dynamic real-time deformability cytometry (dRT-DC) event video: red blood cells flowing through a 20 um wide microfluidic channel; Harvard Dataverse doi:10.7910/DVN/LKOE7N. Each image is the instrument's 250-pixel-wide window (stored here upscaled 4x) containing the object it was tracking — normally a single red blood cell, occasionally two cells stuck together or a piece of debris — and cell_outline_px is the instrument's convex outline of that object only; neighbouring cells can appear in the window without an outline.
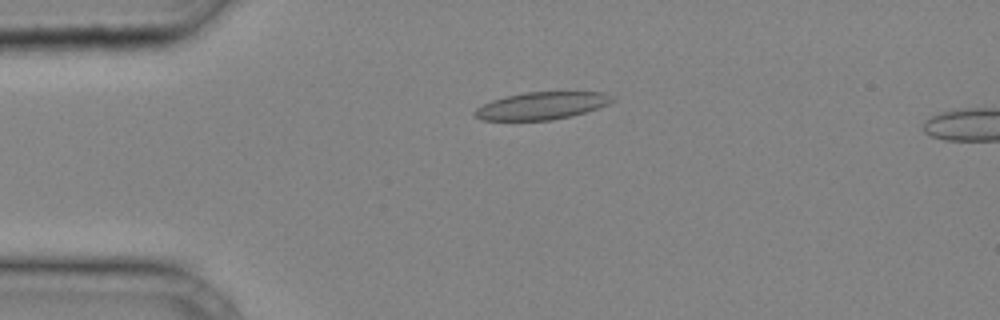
{"species": "common noctule bat (a hibernating species)", "species_latin": "Nyctalus noctula", "temperature_condition": "cold", "stored_images_in_passage": 27, "camera_frame_rate_fps": 3000, "um_per_image_px": 0.085, "animal": {"sex": "male", "body_mass_g": 20.4}, "frame": {"image": 1, "passage_image": 1, "time_ms": 0.0, "image_size_px": [1000, 320], "cell_outline_px": [[616, 100], [600, 108], [572, 116], [552, 120], [480, 120], [472, 112], [476, 108], [492, 100], [504, 96], [524, 92], [604, 92], [616, 96]], "centroid_in_image_um": [46.09, 8.98], "position_along_channel_um": 38.9, "area_um2": 22.25}}
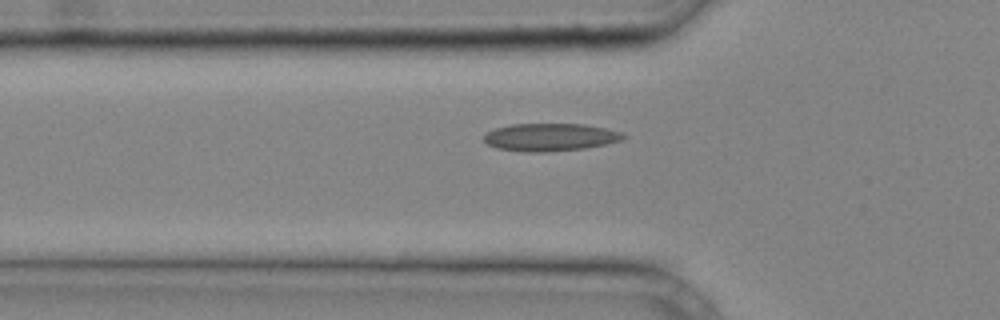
{"frame": {"image": 2, "passage_image": 5, "time_ms": 1.333, "image_size_px": [1000, 320], "cell_outline_px": [[628, 136], [624, 140], [608, 144], [584, 148], [548, 152], [520, 152], [496, 148], [488, 144], [484, 140], [484, 136], [488, 132], [496, 128], [512, 124], [584, 124], [604, 128], [620, 132]], "centroid_in_image_um": [46.79, 11.67], "position_along_channel_um": 79.0, "area_um2": 22.6}}
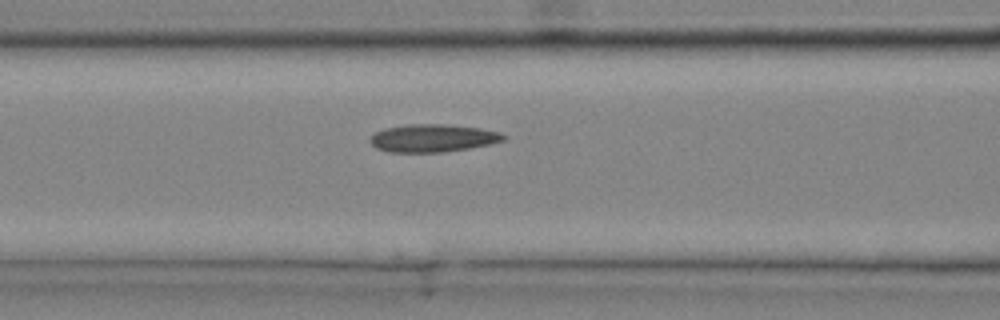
{"frame": {"image": 3, "passage_image": 8, "time_ms": 2.333, "image_size_px": [1000, 320], "cell_outline_px": [[508, 136], [504, 140], [488, 144], [468, 148], [444, 152], [388, 152], [376, 148], [368, 140], [376, 132], [384, 128], [408, 124], [448, 124], [480, 128], [500, 132]], "centroid_in_image_um": [36.78, 11.73], "position_along_channel_um": 129.8, "area_um2": 21.62}}